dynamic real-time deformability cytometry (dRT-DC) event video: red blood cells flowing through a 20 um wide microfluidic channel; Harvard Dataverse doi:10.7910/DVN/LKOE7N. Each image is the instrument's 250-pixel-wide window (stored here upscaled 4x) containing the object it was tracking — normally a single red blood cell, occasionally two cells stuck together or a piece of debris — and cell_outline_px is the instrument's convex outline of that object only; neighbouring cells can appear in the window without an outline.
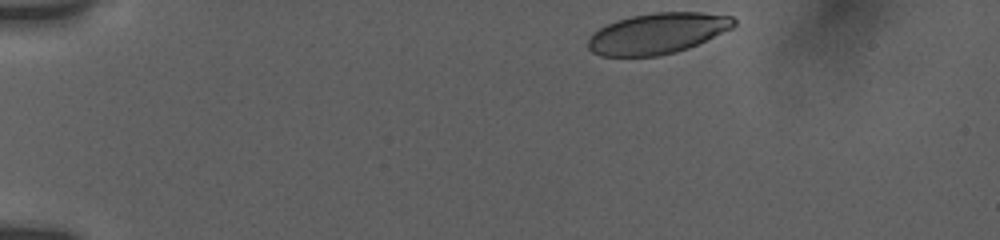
{"species": "human", "species_latin": "Homo sapiens", "temperature_condition": "room temperature", "stored_images_in_passage": 15, "camera_frame_rate_fps": 3000, "um_per_image_px": 0.085, "donor": {"sex": "female"}, "frame": {"image": 1, "passage_image": 1, "time_ms": 0.0, "image_size_px": [1000, 240], "cell_outline_px": [[736, 24], [732, 28], [688, 48], [676, 52], [656, 56], [600, 56], [592, 52], [588, 48], [588, 40], [600, 28], [616, 20], [632, 16], [656, 12], [700, 12], [732, 16], [736, 20]], "centroid_in_image_um": [55.9, 2.84], "position_along_channel_um": 29.1, "area_um2": 34.39}}
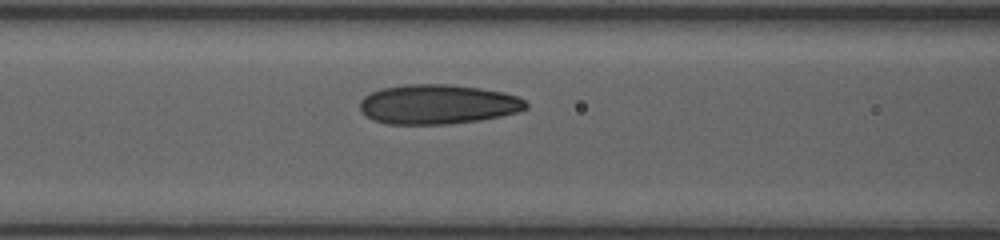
{"frame": {"image": 2, "passage_image": 13, "time_ms": 5.0, "image_size_px": [1000, 240], "cell_outline_px": [[528, 108], [516, 112], [500, 116], [476, 120], [444, 124], [388, 124], [372, 120], [360, 108], [360, 100], [364, 96], [380, 88], [404, 84], [448, 84], [480, 88], [504, 92], [516, 96], [524, 100], [528, 104]], "centroid_in_image_um": [37.19, 8.85], "position_along_channel_um": 129.4, "area_um2": 38.21}}
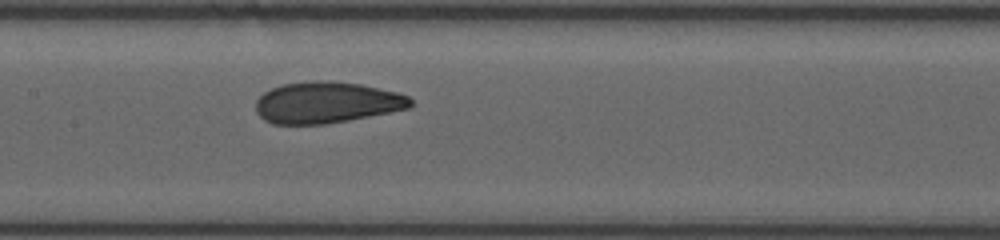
{"frame": {"image": 3, "passage_image": 15, "time_ms": 6.333, "image_size_px": [1000, 240], "cell_outline_px": [[412, 108], [348, 120], [324, 124], [272, 124], [264, 120], [256, 112], [256, 100], [264, 92], [272, 88], [284, 84], [312, 80], [332, 80], [360, 84], [396, 92], [408, 96], [412, 100]], "centroid_in_image_um": [27.76, 8.71], "position_along_channel_um": 179.6, "area_um2": 37.4}}